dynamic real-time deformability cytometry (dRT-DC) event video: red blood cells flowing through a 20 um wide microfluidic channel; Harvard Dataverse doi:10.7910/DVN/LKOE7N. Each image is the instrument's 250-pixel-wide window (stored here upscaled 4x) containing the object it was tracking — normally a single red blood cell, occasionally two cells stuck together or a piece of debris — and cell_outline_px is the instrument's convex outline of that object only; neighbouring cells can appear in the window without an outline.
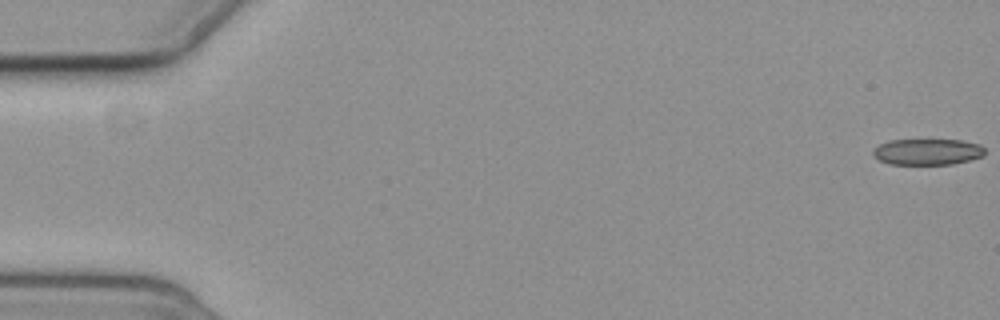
{"species": "common noctule bat (a hibernating species)", "species_latin": "Nyctalus noctula", "temperature_condition": "cold", "stored_images_in_passage": 4, "camera_frame_rate_fps": 3000, "um_per_image_px": 0.085, "animal": {"sex": "female", "body_mass_g": 19.3, "forearm_length_mm": 54.1}, "frame": {"image": 1, "passage_image": 1, "time_ms": 0.0, "image_size_px": [1000, 320], "cell_outline_px": [[984, 156], [952, 164], [888, 164], [872, 156], [872, 148], [888, 140], [960, 140], [980, 144], [984, 148]], "centroid_in_image_um": [78.79, 12.9], "position_along_channel_um": 6.2, "area_um2": 17.11}}